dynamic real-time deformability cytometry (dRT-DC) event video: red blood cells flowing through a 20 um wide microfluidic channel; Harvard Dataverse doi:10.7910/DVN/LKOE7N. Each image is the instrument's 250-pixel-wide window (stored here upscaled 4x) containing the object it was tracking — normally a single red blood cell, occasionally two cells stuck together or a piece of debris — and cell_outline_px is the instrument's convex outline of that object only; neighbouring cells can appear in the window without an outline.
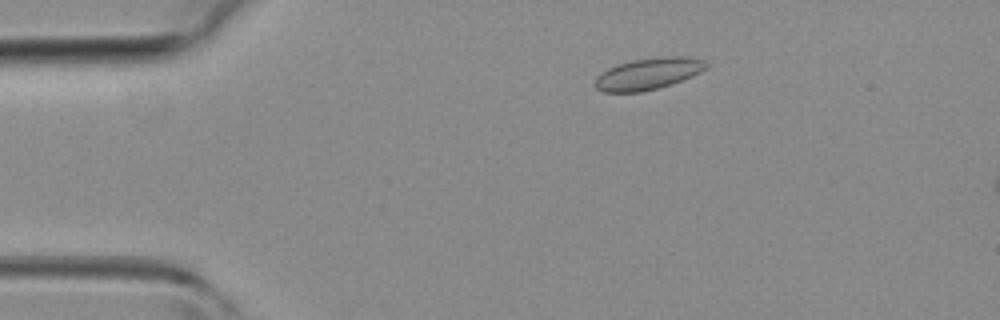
{"species": "common noctule bat (a hibernating species)", "species_latin": "Nyctalus noctula", "temperature_condition": "room temperature", "stored_images_in_passage": 7, "camera_frame_rate_fps": 3000, "um_per_image_px": 0.085, "animal": {"sex": "female", "body_mass_g": 19.3, "forearm_length_mm": 54.1}, "frame": {"image": 1, "passage_image": 2, "time_ms": 0.333, "image_size_px": [1000, 320], "cell_outline_px": [[708, 68], [692, 76], [672, 84], [640, 92], [604, 92], [596, 88], [592, 84], [596, 76], [608, 68], [632, 60], [664, 56], [684, 56], [704, 60], [708, 64]], "centroid_in_image_um": [55.09, 6.27], "position_along_channel_um": 29.9, "area_um2": 20.52}}